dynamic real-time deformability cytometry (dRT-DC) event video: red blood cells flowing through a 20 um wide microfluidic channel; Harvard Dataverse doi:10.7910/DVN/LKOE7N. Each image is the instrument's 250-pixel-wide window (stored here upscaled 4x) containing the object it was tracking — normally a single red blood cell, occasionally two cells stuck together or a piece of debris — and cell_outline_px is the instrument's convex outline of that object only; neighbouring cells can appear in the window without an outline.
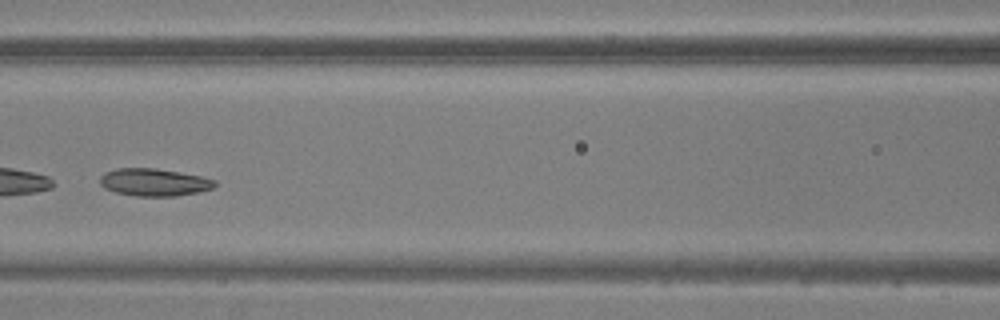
{"species": "common noctule bat (a hibernating species)", "species_latin": "Nyctalus noctula", "temperature_condition": "warm", "stored_images_in_passage": 45, "camera_frame_rate_fps": 3000, "um_per_image_px": 0.085, "animal": {"sex": "male", "body_mass_g": 20.5, "forearm_length_mm": 52.5}, "frame": {"image": 1, "passage_image": 19, "time_ms": 6.0, "image_size_px": [1000, 320], "cell_outline_px": [[216, 184], [212, 188], [200, 192], [176, 196], [136, 196], [116, 192], [104, 188], [100, 184], [100, 176], [104, 172], [116, 168], [156, 168], [200, 176], [216, 180]], "centroid_in_image_um": [13.08, 15.49], "position_along_channel_um": 153.5, "area_um2": 18.44}}
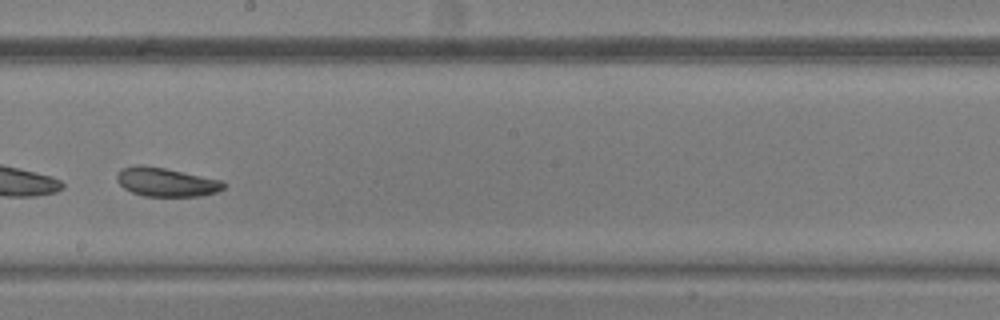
{"frame": {"image": 2, "passage_image": 25, "time_ms": 8.0, "image_size_px": [1000, 320], "cell_outline_px": [[224, 188], [216, 192], [200, 196], [144, 196], [132, 192], [124, 188], [116, 180], [116, 176], [120, 168], [132, 164], [144, 164], [164, 168], [220, 180], [224, 184]], "centroid_in_image_um": [14.04, 15.46], "position_along_channel_um": 234.2, "area_um2": 17.92}}
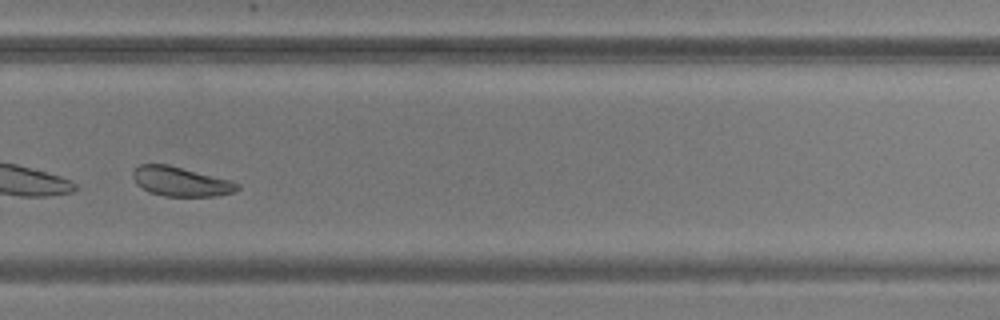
{"frame": {"image": 3, "passage_image": 31, "time_ms": 10.0, "image_size_px": [1000, 320], "cell_outline_px": [[240, 188], [236, 192], [212, 196], [164, 196], [148, 192], [136, 184], [132, 176], [132, 172], [140, 164], [168, 164], [228, 180], [240, 184]], "centroid_in_image_um": [15.33, 15.44], "position_along_channel_um": 314.5, "area_um2": 17.8}}